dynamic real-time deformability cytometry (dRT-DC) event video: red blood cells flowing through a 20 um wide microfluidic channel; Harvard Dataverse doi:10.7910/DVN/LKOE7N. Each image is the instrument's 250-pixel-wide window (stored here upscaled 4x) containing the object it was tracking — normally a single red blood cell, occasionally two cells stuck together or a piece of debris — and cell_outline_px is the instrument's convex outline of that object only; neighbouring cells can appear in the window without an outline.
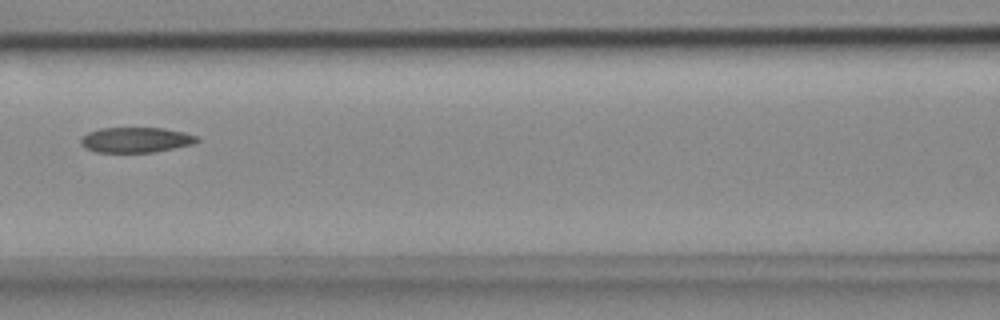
{"species": "common noctule bat (a hibernating species)", "species_latin": "Nyctalus noctula", "temperature_condition": "cold", "stored_images_in_passage": 8, "camera_frame_rate_fps": 3000, "um_per_image_px": 0.085, "animal": {"sex": "female", "body_mass_g": 18.4}, "frame": {"image": 1, "passage_image": 6, "time_ms": 1.667, "image_size_px": [1000, 320], "cell_outline_px": [[200, 140], [192, 144], [152, 152], [96, 152], [84, 148], [80, 144], [80, 140], [88, 132], [100, 128], [164, 128], [184, 132], [196, 136]], "centroid_in_image_um": [11.51, 11.88], "position_along_channel_um": 155.1, "area_um2": 16.99}}
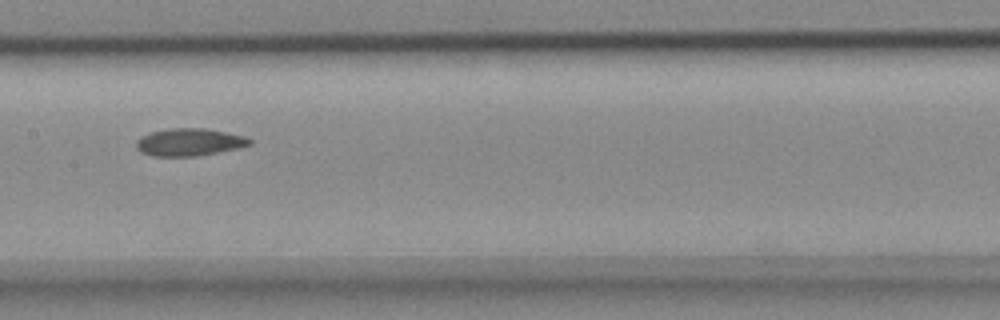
{"frame": {"image": 2, "passage_image": 7, "time_ms": 2.0, "image_size_px": [1000, 320], "cell_outline_px": [[252, 144], [236, 148], [196, 156], [152, 156], [140, 152], [136, 148], [136, 140], [140, 136], [152, 132], [172, 128], [204, 128], [244, 136], [252, 140]], "centroid_in_image_um": [16.04, 12.08], "position_along_channel_um": 191.4, "area_um2": 17.98}}
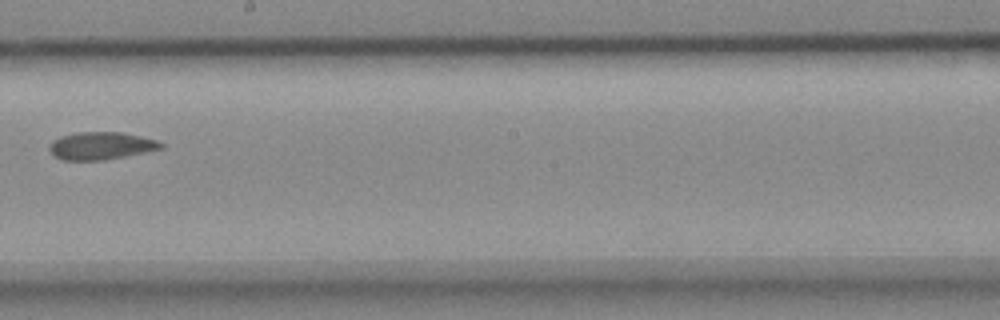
{"frame": {"image": 3, "passage_image": 8, "time_ms": 2.333, "image_size_px": [1000, 320], "cell_outline_px": [[164, 148], [148, 152], [104, 160], [64, 160], [56, 156], [48, 148], [52, 140], [60, 136], [76, 132], [124, 132], [156, 140], [164, 144]], "centroid_in_image_um": [8.62, 12.38], "position_along_channel_um": 239.6, "area_um2": 18.03}}